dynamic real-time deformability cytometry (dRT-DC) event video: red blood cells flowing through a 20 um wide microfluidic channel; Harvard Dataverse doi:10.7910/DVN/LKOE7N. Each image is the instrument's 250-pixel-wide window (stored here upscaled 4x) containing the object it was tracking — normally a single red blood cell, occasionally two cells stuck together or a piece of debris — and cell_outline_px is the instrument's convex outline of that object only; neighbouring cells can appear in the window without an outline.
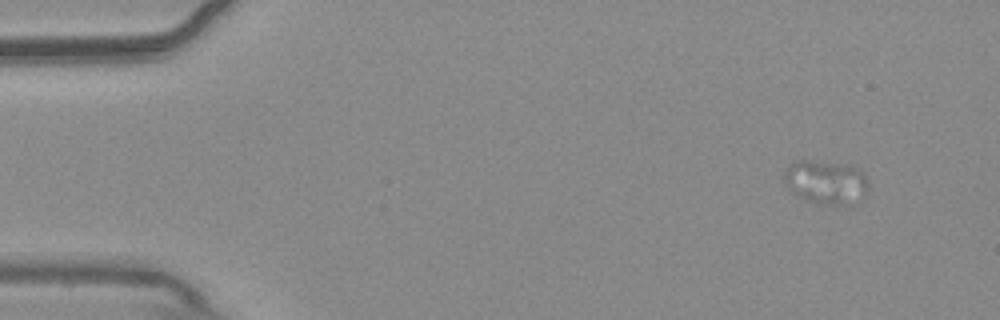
{"species": "common noctule bat (a hibernating species)", "species_latin": "Nyctalus noctula", "temperature_condition": "warm", "stored_images_in_passage": 34, "camera_frame_rate_fps": 3000, "um_per_image_px": 0.085, "animal": {"sex": "male", "body_mass_g": 20.4}, "frame": {"image": 1, "passage_image": 1, "time_ms": 0.0, "image_size_px": [1000, 320], "cell_outline_px": [[868, 196], [856, 204], [848, 208], [816, 204], [796, 196], [788, 188], [784, 180], [784, 172], [796, 160], [808, 160], [848, 164], [860, 168], [868, 176]], "centroid_in_image_um": [70.32, 15.54], "position_along_channel_um": 14.7, "area_um2": 22.77}}
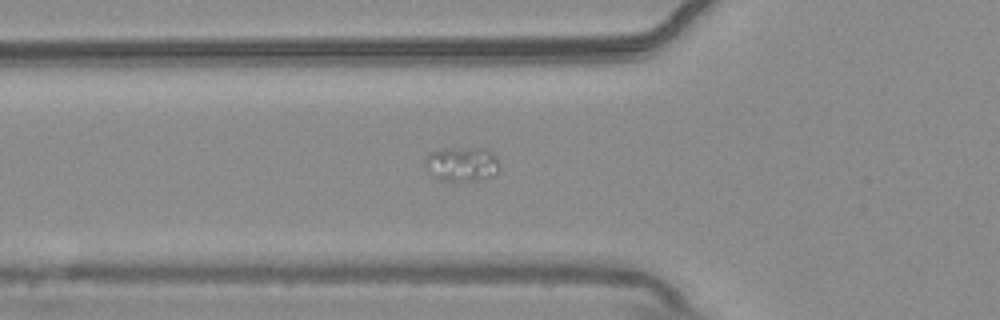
{"frame": {"image": 2, "passage_image": 16, "time_ms": 5.0, "image_size_px": [1000, 320], "cell_outline_px": [[496, 172], [492, 176], [484, 180], [436, 180], [424, 164], [424, 160], [428, 152], [448, 148], [488, 148], [496, 156]], "centroid_in_image_um": [39.22, 13.93], "position_along_channel_um": 86.6, "area_um2": 14.91}}
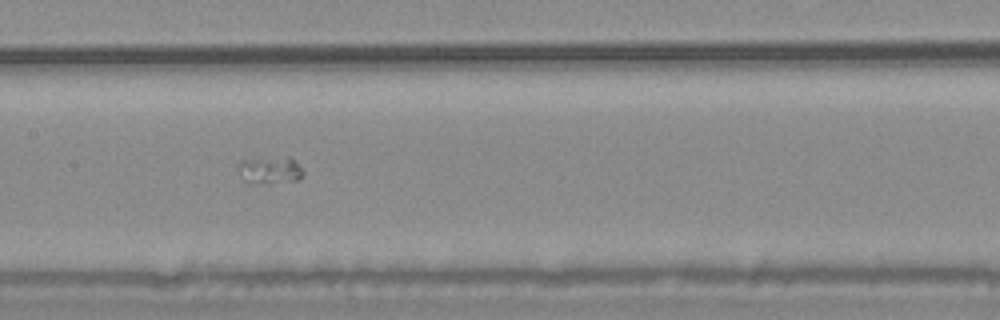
{"frame": {"image": 3, "passage_image": 24, "time_ms": 7.667, "image_size_px": [1000, 320], "cell_outline_px": [[304, 176], [296, 180], [268, 184], [248, 184], [240, 176], [240, 160], [288, 156], [304, 172]], "centroid_in_image_um": [22.93, 14.49], "position_along_channel_um": 184.5, "area_um2": 10.35}}